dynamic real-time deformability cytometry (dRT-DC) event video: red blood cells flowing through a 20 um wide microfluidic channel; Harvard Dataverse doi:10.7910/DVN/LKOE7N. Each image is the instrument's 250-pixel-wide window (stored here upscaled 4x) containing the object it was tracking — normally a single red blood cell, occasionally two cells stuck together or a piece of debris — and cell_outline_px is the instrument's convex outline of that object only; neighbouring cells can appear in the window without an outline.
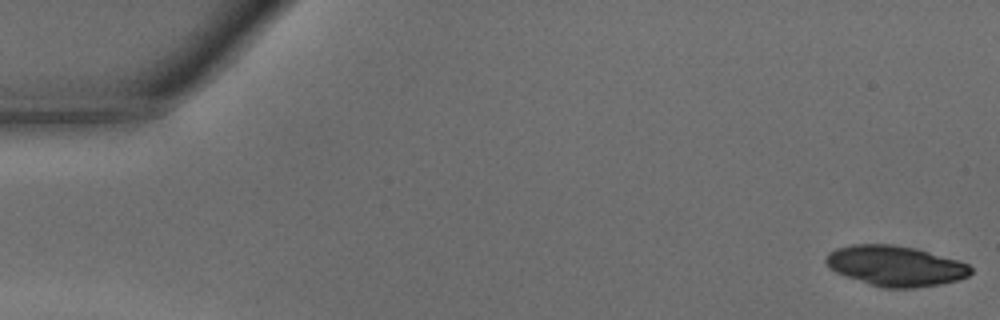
{"species": "common noctule bat (a hibernating species)", "species_latin": "Nyctalus noctula", "temperature_condition": "warm", "stored_images_in_passage": 14, "camera_frame_rate_fps": 3000, "um_per_image_px": 0.085, "animal": {"sex": "male", "body_mass_g": 15.6}, "frame": {"image": 1, "passage_image": 1, "time_ms": 0.0, "image_size_px": [1000, 320], "cell_outline_px": [[972, 272], [968, 276], [960, 280], [940, 284], [916, 288], [884, 288], [836, 272], [828, 268], [824, 260], [828, 252], [836, 248], [852, 244], [892, 244], [916, 248], [960, 260], [968, 264], [972, 268]], "centroid_in_image_um": [76.14, 22.59], "position_along_channel_um": 8.9, "area_um2": 34.22}}